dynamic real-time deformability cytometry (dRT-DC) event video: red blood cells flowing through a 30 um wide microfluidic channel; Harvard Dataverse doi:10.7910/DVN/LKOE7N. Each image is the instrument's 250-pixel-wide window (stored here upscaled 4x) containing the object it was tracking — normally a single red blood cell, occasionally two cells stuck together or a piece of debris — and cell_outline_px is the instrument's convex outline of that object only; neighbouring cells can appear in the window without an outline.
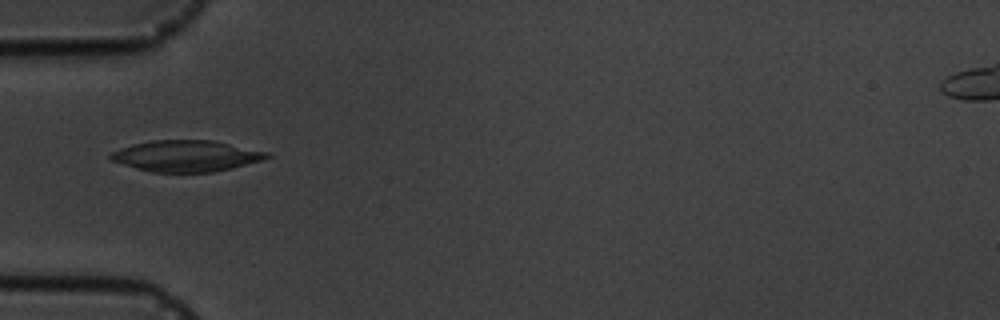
{"species": "common noctule bat (a hibernating species)", "species_latin": "Nyctalus noctula", "temperature_condition": "cold", "stored_images_in_passage": 11, "camera_frame_rate_fps": 3000, "um_per_image_px": 0.085, "animal": {"sex": "male", "body_mass_g": 19.5, "forearm_length_mm": 54.6}, "frame": {"image": 1, "passage_image": 1, "time_ms": 0.0, "image_size_px": [1000, 320], "cell_outline_px": [[272, 156], [260, 160], [232, 168], [212, 172], [152, 172], [136, 168], [112, 160], [108, 156], [112, 152], [120, 148], [132, 144], [152, 140], [212, 140], [268, 152]], "centroid_in_image_um": [15.81, 13.25], "position_along_channel_um": 69.2, "area_um2": 28.15}}
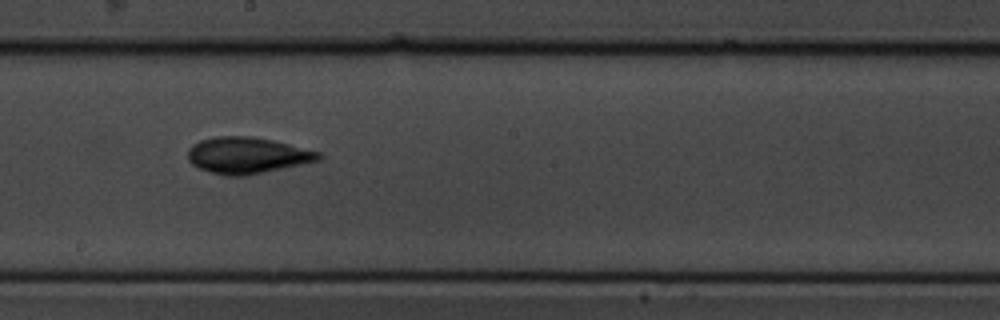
{"frame": {"image": 2, "passage_image": 5, "time_ms": 4.333, "image_size_px": [1000, 320], "cell_outline_px": [[324, 156], [320, 160], [264, 172], [244, 176], [228, 176], [212, 172], [200, 168], [192, 164], [188, 160], [188, 148], [192, 144], [200, 140], [216, 136], [252, 136], [272, 140], [320, 152]], "centroid_in_image_um": [21.0, 13.2], "position_along_channel_um": 227.2, "area_um2": 27.57}}
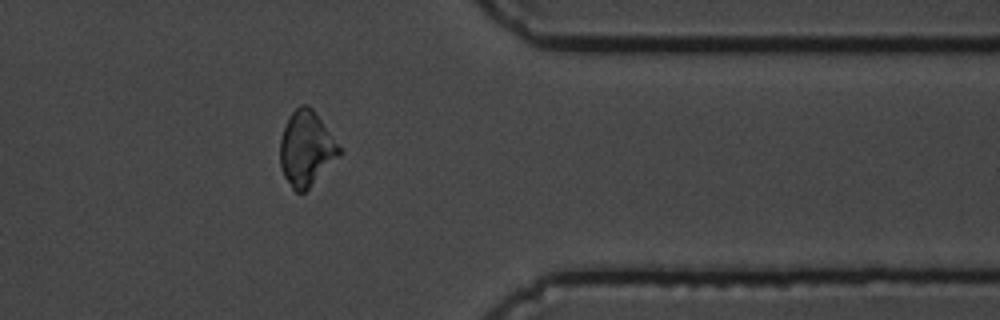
{"frame": {"image": 3, "passage_image": 9, "time_ms": 9.0, "image_size_px": [1000, 320], "cell_outline_px": [[344, 152], [304, 192], [296, 192], [292, 188], [284, 176], [280, 168], [280, 140], [288, 116], [300, 104], [308, 104], [316, 112], [344, 148]], "centroid_in_image_um": [26.08, 12.59], "position_along_channel_um": 385.3, "area_um2": 26.3}, "authors_computed_cell_mechanics": {"area_um2": 26.299, "velocity_mm_per_s": 3.661, "shape_relaxation_time_tau1_ms": 5.0202, "shape_relaxation_time_tau2_ms": 2.4767, "deformation_change_tau1": 0.1309, "deformation_change_tau2": 0.0524}}